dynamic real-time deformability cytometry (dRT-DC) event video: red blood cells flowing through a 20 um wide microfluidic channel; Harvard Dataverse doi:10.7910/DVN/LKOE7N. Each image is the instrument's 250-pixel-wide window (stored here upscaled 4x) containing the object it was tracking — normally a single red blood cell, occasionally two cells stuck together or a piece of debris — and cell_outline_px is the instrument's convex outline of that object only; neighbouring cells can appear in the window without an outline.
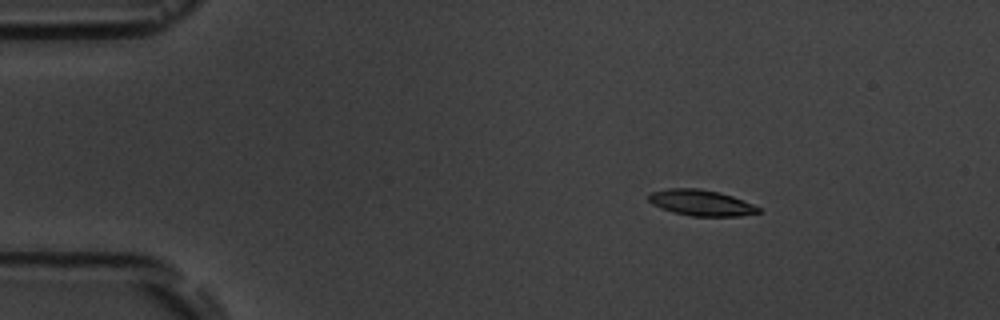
{"species": "common noctule bat (a hibernating species)", "species_latin": "Nyctalus noctula", "temperature_condition": "room temperature", "stored_images_in_passage": 7, "camera_frame_rate_fps": 3000, "um_per_image_px": 0.085, "animal": {"sex": "male", "body_mass_g": 19.5, "forearm_length_mm": 54.6}, "frame": {"image": 1, "passage_image": 2, "time_ms": 1.333, "image_size_px": [1000, 320], "cell_outline_px": [[760, 212], [740, 216], [692, 216], [672, 212], [660, 208], [652, 204], [648, 200], [648, 196], [652, 192], [668, 188], [700, 188], [732, 196], [752, 204], [760, 208]], "centroid_in_image_um": [59.56, 17.24], "position_along_channel_um": 25.4, "area_um2": 16.47}}
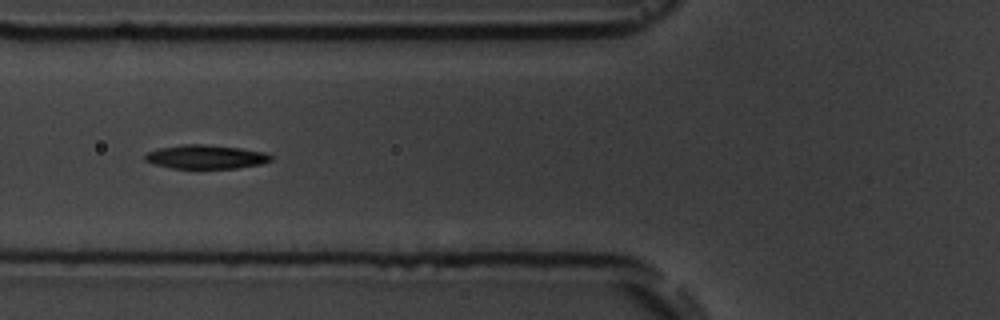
{"frame": {"image": 2, "passage_image": 6, "time_ms": 5.667, "image_size_px": [1000, 320], "cell_outline_px": [[272, 160], [260, 164], [236, 168], [172, 168], [152, 164], [144, 160], [144, 156], [148, 152], [160, 148], [184, 144], [204, 144], [240, 148], [268, 152], [272, 156]], "centroid_in_image_um": [17.5, 13.33], "position_along_channel_um": 108.3, "area_um2": 17.51}}
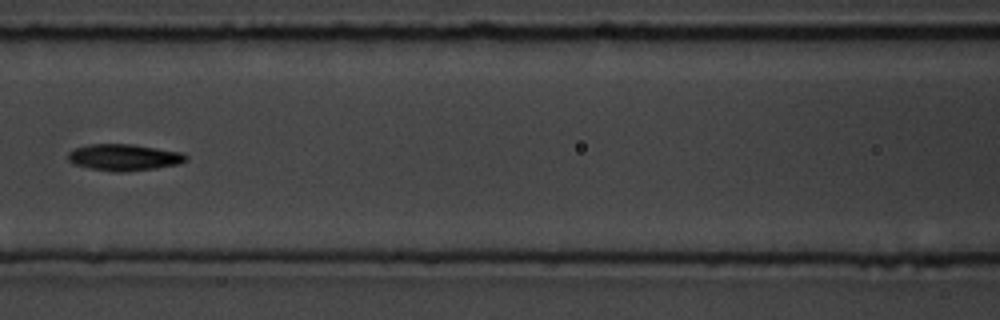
{"frame": {"image": 3, "passage_image": 7, "time_ms": 7.0, "image_size_px": [1000, 320], "cell_outline_px": [[188, 160], [180, 164], [156, 168], [124, 172], [112, 172], [72, 164], [68, 160], [68, 152], [76, 148], [88, 144], [132, 144], [180, 152], [188, 156]], "centroid_in_image_um": [10.55, 13.38], "position_along_channel_um": 156.1, "area_um2": 18.26}}